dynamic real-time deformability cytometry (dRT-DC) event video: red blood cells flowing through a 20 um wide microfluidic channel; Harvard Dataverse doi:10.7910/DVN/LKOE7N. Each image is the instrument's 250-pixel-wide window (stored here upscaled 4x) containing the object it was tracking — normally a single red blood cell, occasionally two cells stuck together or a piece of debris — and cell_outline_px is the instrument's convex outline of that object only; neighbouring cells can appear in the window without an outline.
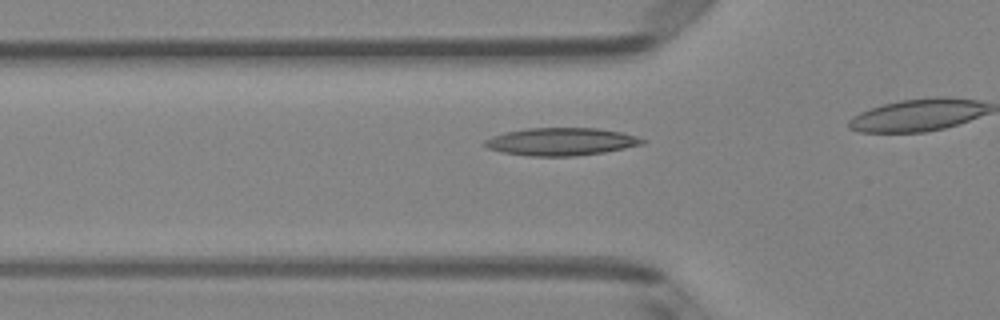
{"species": "Egyptian fruit bat (a non-hibernating species)", "species_latin": "Rousettus aegyptiacus", "temperature_condition": "room temperature", "stored_images_in_passage": 25, "camera_frame_rate_fps": 3000, "um_per_image_px": 0.085, "animal": {"sex": "female"}, "frame": {"image": 1, "passage_image": 2, "time_ms": 0.333, "image_size_px": [1000, 320], "cell_outline_px": [[648, 140], [644, 144], [604, 152], [572, 156], [528, 156], [504, 152], [488, 148], [484, 144], [484, 140], [492, 136], [504, 132], [528, 128], [596, 128], [620, 132], [636, 136]], "centroid_in_image_um": [47.7, 12.03], "position_along_channel_um": 78.1, "area_um2": 25.32}}
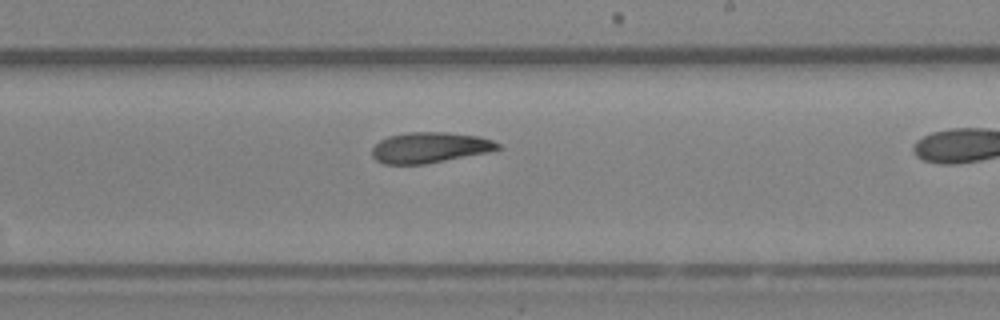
{"frame": {"image": 2, "passage_image": 15, "time_ms": 4.667, "image_size_px": [1000, 320], "cell_outline_px": [[500, 148], [488, 152], [424, 164], [384, 164], [376, 160], [372, 156], [372, 148], [380, 140], [388, 136], [408, 132], [448, 132], [476, 136], [492, 140], [500, 144]], "centroid_in_image_um": [36.5, 12.54], "position_along_channel_um": 252.5, "area_um2": 22.31}}
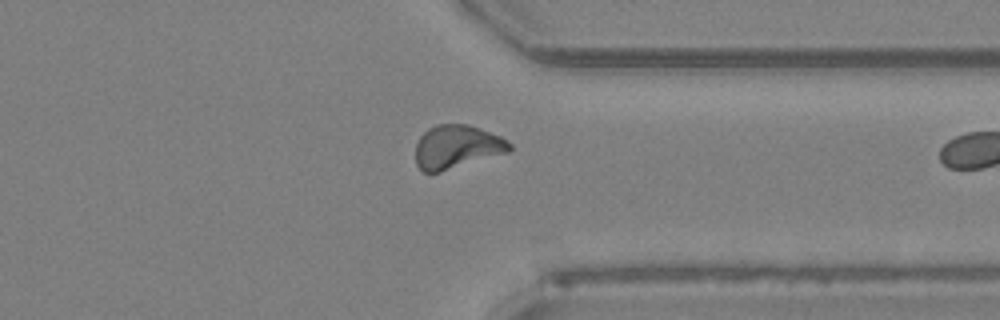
{"frame": {"image": 3, "passage_image": 24, "time_ms": 7.667, "image_size_px": [1000, 320], "cell_outline_px": [[512, 148], [508, 152], [440, 172], [424, 172], [416, 164], [416, 144], [420, 136], [428, 128], [436, 124], [468, 124], [480, 128], [500, 136], [512, 144]], "centroid_in_image_um": [38.82, 12.47], "position_along_channel_um": 372.6, "area_um2": 23.76}}